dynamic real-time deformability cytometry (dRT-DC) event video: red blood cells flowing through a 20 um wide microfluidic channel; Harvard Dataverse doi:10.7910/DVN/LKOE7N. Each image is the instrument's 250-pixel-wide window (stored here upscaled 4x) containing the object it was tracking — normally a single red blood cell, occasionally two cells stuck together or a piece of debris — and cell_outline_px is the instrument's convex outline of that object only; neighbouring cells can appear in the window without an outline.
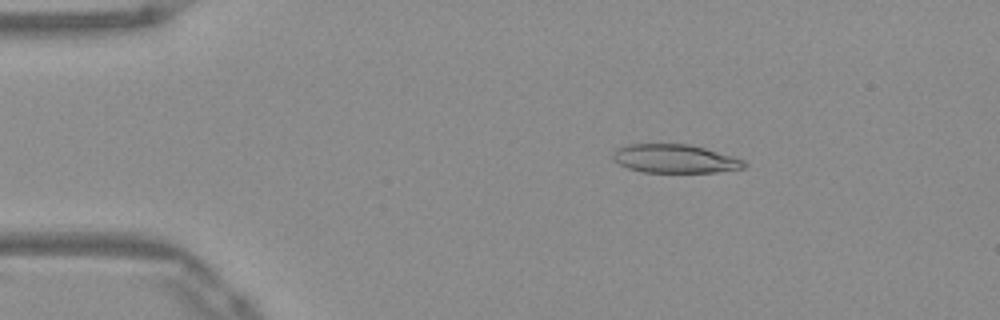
{"species": "Egyptian fruit bat (a non-hibernating species)", "species_latin": "Rousettus aegyptiacus", "temperature_condition": "warm", "stored_images_in_passage": 50, "camera_frame_rate_fps": 3000, "um_per_image_px": 0.085, "frame": {"image": 1, "passage_image": 7, "time_ms": 2.0, "image_size_px": [1000, 320], "cell_outline_px": [[748, 164], [744, 168], [716, 172], [644, 172], [628, 168], [612, 160], [612, 152], [616, 148], [628, 144], [688, 144], [704, 148], [732, 156], [744, 160]], "centroid_in_image_um": [57.34, 13.49], "position_along_channel_um": 27.7, "area_um2": 21.85}}
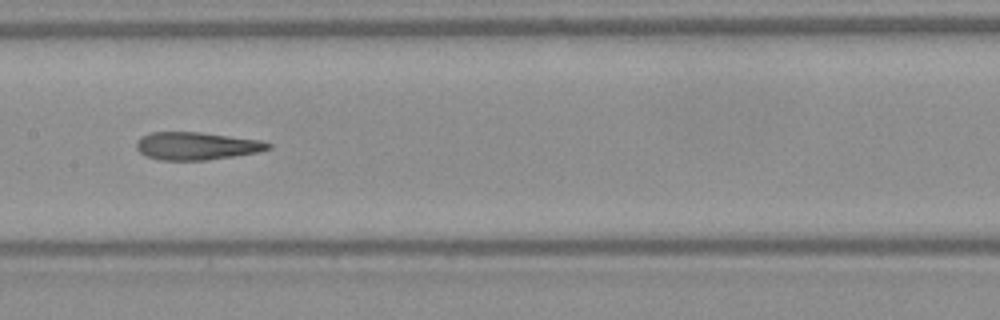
{"frame": {"image": 2, "passage_image": 24, "time_ms": 7.667, "image_size_px": [1000, 320], "cell_outline_px": [[272, 148], [256, 152], [232, 156], [204, 160], [160, 160], [144, 156], [136, 148], [136, 140], [140, 136], [148, 132], [200, 132], [260, 140], [272, 144]], "centroid_in_image_um": [16.64, 12.4], "position_along_channel_um": 190.8, "area_um2": 21.33}}
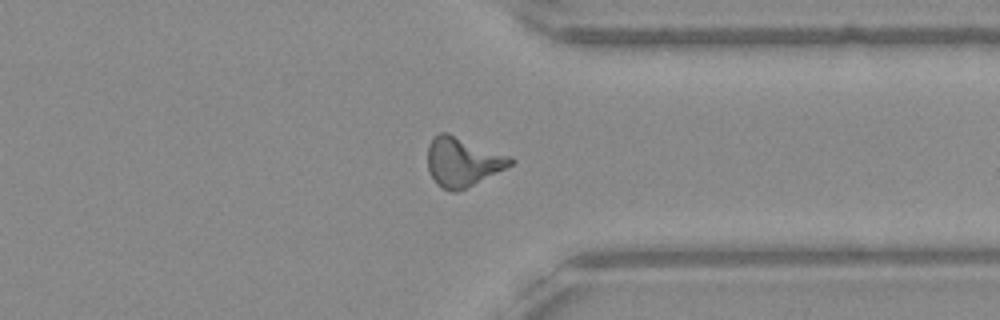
{"frame": {"image": 3, "passage_image": 38, "time_ms": 12.333, "image_size_px": [1000, 320], "cell_outline_px": [[516, 160], [512, 164], [456, 192], [452, 192], [436, 184], [428, 168], [428, 144], [440, 132], [448, 132], [512, 156]], "centroid_in_image_um": [39.32, 13.72], "position_along_channel_um": 372.1, "area_um2": 23.41}, "authors_computed_cell_mechanics": {"area_um2": 22.0218, "velocity_mm_per_s": 3.9504, "shape_relaxation_time_tau1_ms": null, "shape_relaxation_time_tau2_ms": 2.8362, "deformation_change_tau1": null, "deformation_change_tau2": 0.137}}